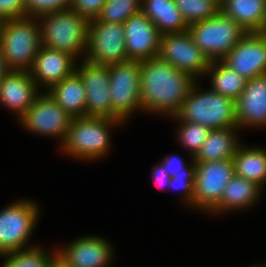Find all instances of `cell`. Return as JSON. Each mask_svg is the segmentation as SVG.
<instances>
[{
	"instance_id": "obj_1",
	"label": "cell",
	"mask_w": 266,
	"mask_h": 267,
	"mask_svg": "<svg viewBox=\"0 0 266 267\" xmlns=\"http://www.w3.org/2000/svg\"><path fill=\"white\" fill-rule=\"evenodd\" d=\"M140 70L142 110L175 116L196 79L158 57L140 61Z\"/></svg>"
},
{
	"instance_id": "obj_2",
	"label": "cell",
	"mask_w": 266,
	"mask_h": 267,
	"mask_svg": "<svg viewBox=\"0 0 266 267\" xmlns=\"http://www.w3.org/2000/svg\"><path fill=\"white\" fill-rule=\"evenodd\" d=\"M34 18V19H33ZM36 17L0 22V46L10 70L29 71L42 46Z\"/></svg>"
},
{
	"instance_id": "obj_3",
	"label": "cell",
	"mask_w": 266,
	"mask_h": 267,
	"mask_svg": "<svg viewBox=\"0 0 266 267\" xmlns=\"http://www.w3.org/2000/svg\"><path fill=\"white\" fill-rule=\"evenodd\" d=\"M235 100L212 90L200 92L194 83L179 112L178 121L204 125L214 129L237 126Z\"/></svg>"
},
{
	"instance_id": "obj_4",
	"label": "cell",
	"mask_w": 266,
	"mask_h": 267,
	"mask_svg": "<svg viewBox=\"0 0 266 267\" xmlns=\"http://www.w3.org/2000/svg\"><path fill=\"white\" fill-rule=\"evenodd\" d=\"M42 45L74 57L87 50L89 21L71 8L39 15ZM78 54V55H77Z\"/></svg>"
},
{
	"instance_id": "obj_5",
	"label": "cell",
	"mask_w": 266,
	"mask_h": 267,
	"mask_svg": "<svg viewBox=\"0 0 266 267\" xmlns=\"http://www.w3.org/2000/svg\"><path fill=\"white\" fill-rule=\"evenodd\" d=\"M115 123H122V120L94 116L73 118L61 148L73 157L89 160L99 158L109 148L108 131Z\"/></svg>"
},
{
	"instance_id": "obj_6",
	"label": "cell",
	"mask_w": 266,
	"mask_h": 267,
	"mask_svg": "<svg viewBox=\"0 0 266 267\" xmlns=\"http://www.w3.org/2000/svg\"><path fill=\"white\" fill-rule=\"evenodd\" d=\"M188 31L210 61H221L247 33L221 11L213 18L190 25Z\"/></svg>"
},
{
	"instance_id": "obj_7",
	"label": "cell",
	"mask_w": 266,
	"mask_h": 267,
	"mask_svg": "<svg viewBox=\"0 0 266 267\" xmlns=\"http://www.w3.org/2000/svg\"><path fill=\"white\" fill-rule=\"evenodd\" d=\"M111 113L124 121L141 107L140 61L127 60L109 65Z\"/></svg>"
},
{
	"instance_id": "obj_8",
	"label": "cell",
	"mask_w": 266,
	"mask_h": 267,
	"mask_svg": "<svg viewBox=\"0 0 266 267\" xmlns=\"http://www.w3.org/2000/svg\"><path fill=\"white\" fill-rule=\"evenodd\" d=\"M38 213L36 203L29 200H20L0 211L1 256L26 249L25 244L38 221Z\"/></svg>"
},
{
	"instance_id": "obj_9",
	"label": "cell",
	"mask_w": 266,
	"mask_h": 267,
	"mask_svg": "<svg viewBox=\"0 0 266 267\" xmlns=\"http://www.w3.org/2000/svg\"><path fill=\"white\" fill-rule=\"evenodd\" d=\"M124 35L123 24L90 20L84 59L103 65L127 61Z\"/></svg>"
},
{
	"instance_id": "obj_10",
	"label": "cell",
	"mask_w": 266,
	"mask_h": 267,
	"mask_svg": "<svg viewBox=\"0 0 266 267\" xmlns=\"http://www.w3.org/2000/svg\"><path fill=\"white\" fill-rule=\"evenodd\" d=\"M193 206L212 211L220 202L222 194L235 175L232 159L211 162H195Z\"/></svg>"
},
{
	"instance_id": "obj_11",
	"label": "cell",
	"mask_w": 266,
	"mask_h": 267,
	"mask_svg": "<svg viewBox=\"0 0 266 267\" xmlns=\"http://www.w3.org/2000/svg\"><path fill=\"white\" fill-rule=\"evenodd\" d=\"M157 57L194 79L205 74L211 62L194 43L188 30L161 35Z\"/></svg>"
},
{
	"instance_id": "obj_12",
	"label": "cell",
	"mask_w": 266,
	"mask_h": 267,
	"mask_svg": "<svg viewBox=\"0 0 266 267\" xmlns=\"http://www.w3.org/2000/svg\"><path fill=\"white\" fill-rule=\"evenodd\" d=\"M71 117L48 93L40 94L21 116L20 122L31 132L61 138L63 142L70 127Z\"/></svg>"
},
{
	"instance_id": "obj_13",
	"label": "cell",
	"mask_w": 266,
	"mask_h": 267,
	"mask_svg": "<svg viewBox=\"0 0 266 267\" xmlns=\"http://www.w3.org/2000/svg\"><path fill=\"white\" fill-rule=\"evenodd\" d=\"M75 72L86 92V116L118 120L111 113L109 65L95 64L86 59Z\"/></svg>"
},
{
	"instance_id": "obj_14",
	"label": "cell",
	"mask_w": 266,
	"mask_h": 267,
	"mask_svg": "<svg viewBox=\"0 0 266 267\" xmlns=\"http://www.w3.org/2000/svg\"><path fill=\"white\" fill-rule=\"evenodd\" d=\"M221 61L247 80L266 74V35L246 33Z\"/></svg>"
},
{
	"instance_id": "obj_15",
	"label": "cell",
	"mask_w": 266,
	"mask_h": 267,
	"mask_svg": "<svg viewBox=\"0 0 266 267\" xmlns=\"http://www.w3.org/2000/svg\"><path fill=\"white\" fill-rule=\"evenodd\" d=\"M123 27L128 60L142 61L157 57L161 34L144 13L130 16Z\"/></svg>"
},
{
	"instance_id": "obj_16",
	"label": "cell",
	"mask_w": 266,
	"mask_h": 267,
	"mask_svg": "<svg viewBox=\"0 0 266 267\" xmlns=\"http://www.w3.org/2000/svg\"><path fill=\"white\" fill-rule=\"evenodd\" d=\"M112 253L107 240L87 236L73 241L65 249L57 250L56 262L60 267H107Z\"/></svg>"
},
{
	"instance_id": "obj_17",
	"label": "cell",
	"mask_w": 266,
	"mask_h": 267,
	"mask_svg": "<svg viewBox=\"0 0 266 267\" xmlns=\"http://www.w3.org/2000/svg\"><path fill=\"white\" fill-rule=\"evenodd\" d=\"M75 57L67 52H62L41 46L34 58L33 65L29 70L32 79L38 83H44L50 88L66 77L72 75L76 70Z\"/></svg>"
},
{
	"instance_id": "obj_18",
	"label": "cell",
	"mask_w": 266,
	"mask_h": 267,
	"mask_svg": "<svg viewBox=\"0 0 266 267\" xmlns=\"http://www.w3.org/2000/svg\"><path fill=\"white\" fill-rule=\"evenodd\" d=\"M37 88L29 71L10 70L0 80V102L20 119L39 95Z\"/></svg>"
},
{
	"instance_id": "obj_19",
	"label": "cell",
	"mask_w": 266,
	"mask_h": 267,
	"mask_svg": "<svg viewBox=\"0 0 266 267\" xmlns=\"http://www.w3.org/2000/svg\"><path fill=\"white\" fill-rule=\"evenodd\" d=\"M235 105L237 127L266 125V74L249 79Z\"/></svg>"
},
{
	"instance_id": "obj_20",
	"label": "cell",
	"mask_w": 266,
	"mask_h": 267,
	"mask_svg": "<svg viewBox=\"0 0 266 267\" xmlns=\"http://www.w3.org/2000/svg\"><path fill=\"white\" fill-rule=\"evenodd\" d=\"M220 11L247 33H262L266 25V0H223Z\"/></svg>"
},
{
	"instance_id": "obj_21",
	"label": "cell",
	"mask_w": 266,
	"mask_h": 267,
	"mask_svg": "<svg viewBox=\"0 0 266 267\" xmlns=\"http://www.w3.org/2000/svg\"><path fill=\"white\" fill-rule=\"evenodd\" d=\"M47 91L50 97L71 117L86 116V92L76 72L54 84Z\"/></svg>"
},
{
	"instance_id": "obj_22",
	"label": "cell",
	"mask_w": 266,
	"mask_h": 267,
	"mask_svg": "<svg viewBox=\"0 0 266 267\" xmlns=\"http://www.w3.org/2000/svg\"><path fill=\"white\" fill-rule=\"evenodd\" d=\"M141 12L155 24L161 35L188 30L174 0H142Z\"/></svg>"
},
{
	"instance_id": "obj_23",
	"label": "cell",
	"mask_w": 266,
	"mask_h": 267,
	"mask_svg": "<svg viewBox=\"0 0 266 267\" xmlns=\"http://www.w3.org/2000/svg\"><path fill=\"white\" fill-rule=\"evenodd\" d=\"M237 126L211 130L204 144L193 157L194 162H211L232 159L239 147L236 139Z\"/></svg>"
},
{
	"instance_id": "obj_24",
	"label": "cell",
	"mask_w": 266,
	"mask_h": 267,
	"mask_svg": "<svg viewBox=\"0 0 266 267\" xmlns=\"http://www.w3.org/2000/svg\"><path fill=\"white\" fill-rule=\"evenodd\" d=\"M261 186L256 182L234 175L223 191L221 202L212 212L243 209L258 199Z\"/></svg>"
},
{
	"instance_id": "obj_25",
	"label": "cell",
	"mask_w": 266,
	"mask_h": 267,
	"mask_svg": "<svg viewBox=\"0 0 266 267\" xmlns=\"http://www.w3.org/2000/svg\"><path fill=\"white\" fill-rule=\"evenodd\" d=\"M232 160L235 175L263 186L266 181V150L239 145Z\"/></svg>"
},
{
	"instance_id": "obj_26",
	"label": "cell",
	"mask_w": 266,
	"mask_h": 267,
	"mask_svg": "<svg viewBox=\"0 0 266 267\" xmlns=\"http://www.w3.org/2000/svg\"><path fill=\"white\" fill-rule=\"evenodd\" d=\"M221 62V63H220ZM219 63V65H218ZM212 73V91L237 100L247 84V79L230 69L222 61H211L206 73Z\"/></svg>"
},
{
	"instance_id": "obj_27",
	"label": "cell",
	"mask_w": 266,
	"mask_h": 267,
	"mask_svg": "<svg viewBox=\"0 0 266 267\" xmlns=\"http://www.w3.org/2000/svg\"><path fill=\"white\" fill-rule=\"evenodd\" d=\"M46 253L38 246H28L27 249L4 254L2 267H54L57 264L56 252L51 256Z\"/></svg>"
},
{
	"instance_id": "obj_28",
	"label": "cell",
	"mask_w": 266,
	"mask_h": 267,
	"mask_svg": "<svg viewBox=\"0 0 266 267\" xmlns=\"http://www.w3.org/2000/svg\"><path fill=\"white\" fill-rule=\"evenodd\" d=\"M188 26L213 18L220 6L213 0H174Z\"/></svg>"
},
{
	"instance_id": "obj_29",
	"label": "cell",
	"mask_w": 266,
	"mask_h": 267,
	"mask_svg": "<svg viewBox=\"0 0 266 267\" xmlns=\"http://www.w3.org/2000/svg\"><path fill=\"white\" fill-rule=\"evenodd\" d=\"M142 0H106L96 21L123 24L130 16L141 13Z\"/></svg>"
},
{
	"instance_id": "obj_30",
	"label": "cell",
	"mask_w": 266,
	"mask_h": 267,
	"mask_svg": "<svg viewBox=\"0 0 266 267\" xmlns=\"http://www.w3.org/2000/svg\"><path fill=\"white\" fill-rule=\"evenodd\" d=\"M180 122L181 128L179 130L178 138L182 145L192 152L191 158L193 159L209 136L211 129L196 123L186 121Z\"/></svg>"
},
{
	"instance_id": "obj_31",
	"label": "cell",
	"mask_w": 266,
	"mask_h": 267,
	"mask_svg": "<svg viewBox=\"0 0 266 267\" xmlns=\"http://www.w3.org/2000/svg\"><path fill=\"white\" fill-rule=\"evenodd\" d=\"M27 16L39 15L71 8V0H25Z\"/></svg>"
},
{
	"instance_id": "obj_32",
	"label": "cell",
	"mask_w": 266,
	"mask_h": 267,
	"mask_svg": "<svg viewBox=\"0 0 266 267\" xmlns=\"http://www.w3.org/2000/svg\"><path fill=\"white\" fill-rule=\"evenodd\" d=\"M106 0H71V9L88 21L96 19Z\"/></svg>"
},
{
	"instance_id": "obj_33",
	"label": "cell",
	"mask_w": 266,
	"mask_h": 267,
	"mask_svg": "<svg viewBox=\"0 0 266 267\" xmlns=\"http://www.w3.org/2000/svg\"><path fill=\"white\" fill-rule=\"evenodd\" d=\"M27 17L25 0H0V22Z\"/></svg>"
},
{
	"instance_id": "obj_34",
	"label": "cell",
	"mask_w": 266,
	"mask_h": 267,
	"mask_svg": "<svg viewBox=\"0 0 266 267\" xmlns=\"http://www.w3.org/2000/svg\"><path fill=\"white\" fill-rule=\"evenodd\" d=\"M196 174H176L174 177H171L169 187H173L178 190H182L184 194V199L189 205L193 206L194 198V179Z\"/></svg>"
},
{
	"instance_id": "obj_35",
	"label": "cell",
	"mask_w": 266,
	"mask_h": 267,
	"mask_svg": "<svg viewBox=\"0 0 266 267\" xmlns=\"http://www.w3.org/2000/svg\"><path fill=\"white\" fill-rule=\"evenodd\" d=\"M178 156L172 155L166 157L162 163L164 169L170 177H174L176 174H196L195 162L191 166H186Z\"/></svg>"
},
{
	"instance_id": "obj_36",
	"label": "cell",
	"mask_w": 266,
	"mask_h": 267,
	"mask_svg": "<svg viewBox=\"0 0 266 267\" xmlns=\"http://www.w3.org/2000/svg\"><path fill=\"white\" fill-rule=\"evenodd\" d=\"M152 175L154 176L155 183L159 185H164L166 187L169 186L171 177L168 175L163 165H157Z\"/></svg>"
},
{
	"instance_id": "obj_37",
	"label": "cell",
	"mask_w": 266,
	"mask_h": 267,
	"mask_svg": "<svg viewBox=\"0 0 266 267\" xmlns=\"http://www.w3.org/2000/svg\"><path fill=\"white\" fill-rule=\"evenodd\" d=\"M10 71L8 68L5 58L3 56V52L0 46V80Z\"/></svg>"
},
{
	"instance_id": "obj_38",
	"label": "cell",
	"mask_w": 266,
	"mask_h": 267,
	"mask_svg": "<svg viewBox=\"0 0 266 267\" xmlns=\"http://www.w3.org/2000/svg\"><path fill=\"white\" fill-rule=\"evenodd\" d=\"M213 1H215L219 6H221V4L223 2V0H213Z\"/></svg>"
},
{
	"instance_id": "obj_39",
	"label": "cell",
	"mask_w": 266,
	"mask_h": 267,
	"mask_svg": "<svg viewBox=\"0 0 266 267\" xmlns=\"http://www.w3.org/2000/svg\"><path fill=\"white\" fill-rule=\"evenodd\" d=\"M264 35H266V25H265V28H264V30H263V32H262Z\"/></svg>"
}]
</instances>
